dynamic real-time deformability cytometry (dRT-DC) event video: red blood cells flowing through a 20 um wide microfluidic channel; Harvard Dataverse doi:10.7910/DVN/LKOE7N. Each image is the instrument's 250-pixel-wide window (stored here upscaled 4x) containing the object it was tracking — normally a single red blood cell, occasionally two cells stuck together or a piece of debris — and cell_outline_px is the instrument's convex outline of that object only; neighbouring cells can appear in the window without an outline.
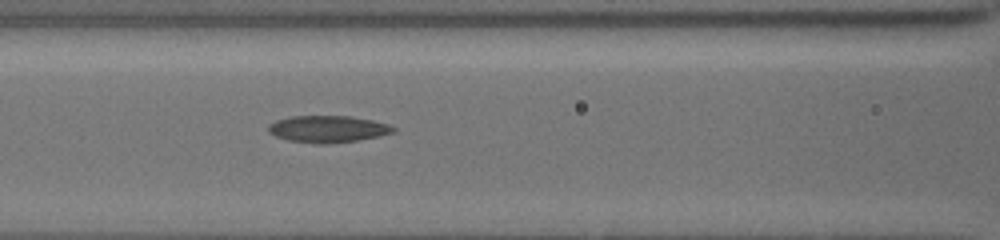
{"species": "common noctule bat (a hibernating species)", "species_latin": "Nyctalus noctula", "temperature_condition": "cold", "stored_images_in_passage": 4, "camera_frame_rate_fps": 3000, "um_per_image_px": 0.085, "animal": {"sex": "female", "body_mass_g": 19.5, "forearm_length_mm": 54.1}, "frame": {"image": 1, "passage_image": 4, "time_ms": 2.667, "image_size_px": [1000, 240], "cell_outline_px": [[396, 132], [380, 136], [360, 140], [324, 144], [316, 144], [288, 140], [276, 136], [268, 132], [268, 124], [276, 120], [292, 116], [352, 116], [372, 120], [388, 124], [396, 128]], "centroid_in_image_um": [27.88, 10.97], "position_along_channel_um": 138.7, "area_um2": 19.71}}